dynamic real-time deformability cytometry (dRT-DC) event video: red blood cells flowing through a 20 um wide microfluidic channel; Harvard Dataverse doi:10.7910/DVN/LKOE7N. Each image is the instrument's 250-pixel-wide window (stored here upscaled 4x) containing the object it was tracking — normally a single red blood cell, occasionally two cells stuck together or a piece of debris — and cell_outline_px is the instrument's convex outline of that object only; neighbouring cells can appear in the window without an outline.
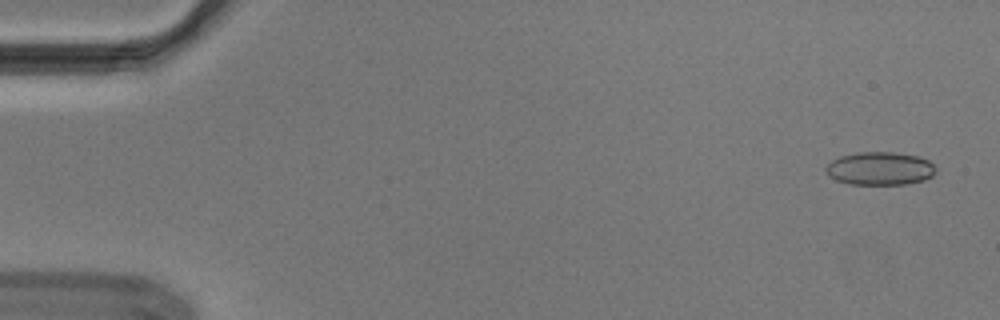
{"species": "Egyptian fruit bat (a non-hibernating species)", "species_latin": "Rousettus aegyptiacus", "temperature_condition": "cold", "stored_images_in_passage": 55, "segment_of_instrument_passage": [1, 2], "camera_frame_rate_fps": 3000, "um_per_image_px": 0.085, "animal": {"sex": "male"}, "frame": {"image": 1, "passage_image": 3, "time_ms": 0.667, "image_size_px": [1000, 320], "cell_outline_px": [[936, 172], [932, 176], [924, 180], [908, 184], [848, 184], [836, 180], [828, 176], [824, 168], [832, 160], [840, 156], [856, 152], [892, 152], [920, 156], [928, 160], [936, 168]], "centroid_in_image_um": [74.79, 14.32], "position_along_channel_um": 10.2, "area_um2": 21.44}}
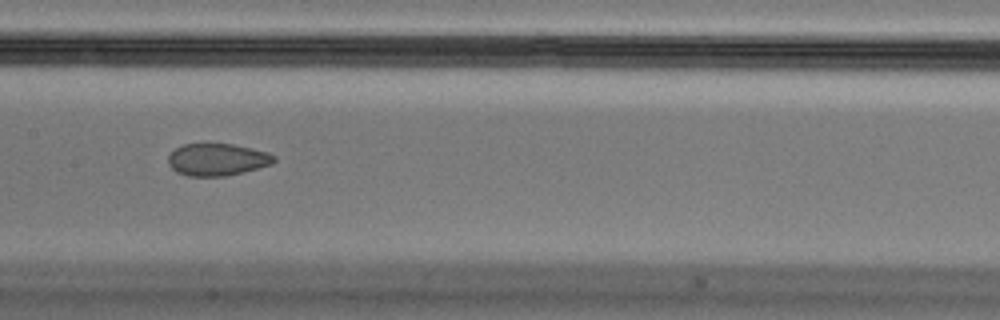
{"frame": {"image": 2, "passage_image": 28, "time_ms": 9.0, "image_size_px": [1000, 320], "cell_outline_px": [[276, 160], [272, 164], [224, 176], [188, 176], [176, 172], [168, 164], [168, 156], [176, 148], [184, 144], [232, 144], [252, 148], [268, 152], [276, 156]], "centroid_in_image_um": [18.46, 13.56], "position_along_channel_um": 188.9, "area_um2": 19.71}}
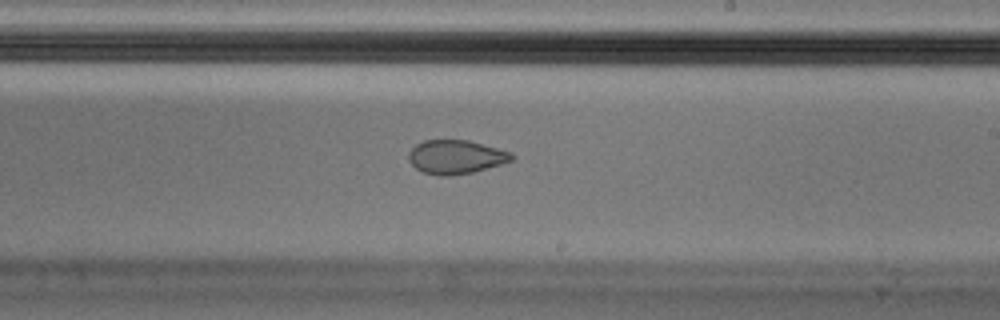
{"frame": {"image": 3, "passage_image": 33, "time_ms": 10.667, "image_size_px": [1000, 320], "cell_outline_px": [[516, 156], [512, 160], [500, 164], [472, 172], [448, 176], [440, 176], [424, 172], [416, 168], [408, 160], [408, 152], [416, 144], [424, 140], [468, 140], [512, 152]], "centroid_in_image_um": [38.74, 13.33], "position_along_channel_um": 250.3, "area_um2": 20.23}}